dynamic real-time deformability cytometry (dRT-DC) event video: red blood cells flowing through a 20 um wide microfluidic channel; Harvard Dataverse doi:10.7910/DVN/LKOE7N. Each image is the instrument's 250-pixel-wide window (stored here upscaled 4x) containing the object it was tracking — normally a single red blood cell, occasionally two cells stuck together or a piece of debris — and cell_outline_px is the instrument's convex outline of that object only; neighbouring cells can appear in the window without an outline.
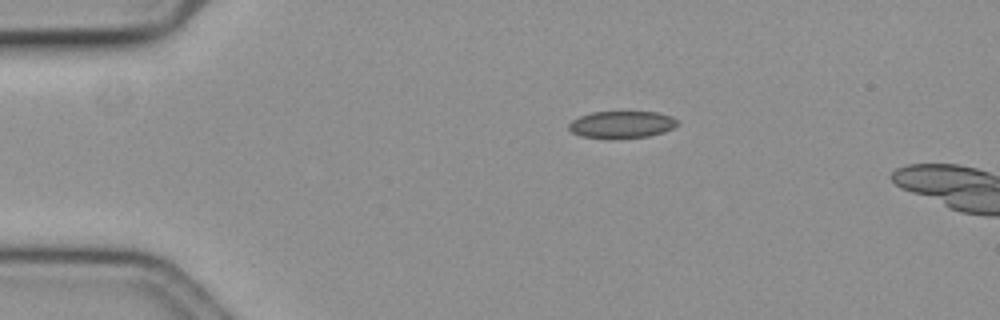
{"species": "common noctule bat (a hibernating species)", "species_latin": "Nyctalus noctula", "temperature_condition": "cold", "stored_images_in_passage": 8, "camera_frame_rate_fps": 3000, "um_per_image_px": 0.085, "animal": {"sex": "female", "body_mass_g": 19.3, "forearm_length_mm": 54.1}, "frame": {"image": 1, "passage_image": 1, "time_ms": 0.0, "image_size_px": [1000, 320], "cell_outline_px": [[680, 124], [664, 132], [648, 136], [612, 140], [580, 136], [572, 132], [568, 128], [568, 124], [572, 120], [580, 116], [592, 112], [656, 112], [672, 116], [680, 120]], "centroid_in_image_um": [52.86, 10.6], "position_along_channel_um": 32.1, "area_um2": 17.57}}